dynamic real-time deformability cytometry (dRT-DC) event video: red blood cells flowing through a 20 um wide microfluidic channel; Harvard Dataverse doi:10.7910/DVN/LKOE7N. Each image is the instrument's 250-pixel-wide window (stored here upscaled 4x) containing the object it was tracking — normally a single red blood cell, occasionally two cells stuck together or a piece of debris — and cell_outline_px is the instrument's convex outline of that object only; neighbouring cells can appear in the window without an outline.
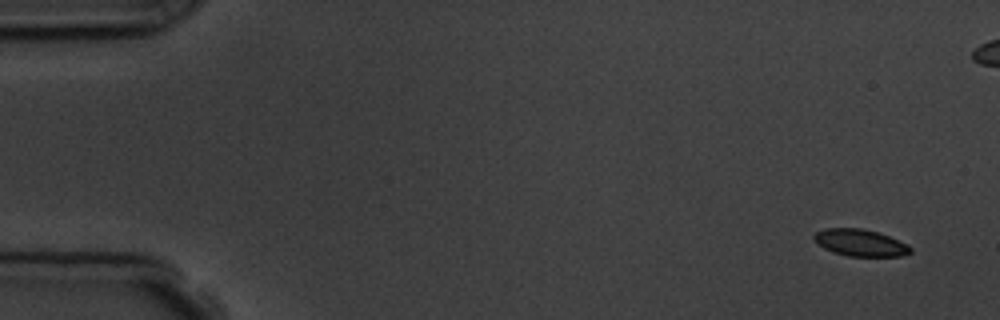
{"species": "common noctule bat (a hibernating species)", "species_latin": "Nyctalus noctula", "temperature_condition": "room temperature", "stored_images_in_passage": 6, "camera_frame_rate_fps": 3000, "um_per_image_px": 0.085, "animal": {"sex": "male", "body_mass_g": 19.5, "forearm_length_mm": 54.6}, "frame": {"image": 1, "passage_image": 1, "time_ms": 0.0, "image_size_px": [1000, 320], "cell_outline_px": [[912, 252], [904, 256], [848, 256], [832, 252], [816, 244], [812, 236], [816, 232], [824, 228], [864, 228], [888, 236], [908, 244], [912, 248]], "centroid_in_image_um": [73.11, 20.63], "position_along_channel_um": 11.9, "area_um2": 15.26}}